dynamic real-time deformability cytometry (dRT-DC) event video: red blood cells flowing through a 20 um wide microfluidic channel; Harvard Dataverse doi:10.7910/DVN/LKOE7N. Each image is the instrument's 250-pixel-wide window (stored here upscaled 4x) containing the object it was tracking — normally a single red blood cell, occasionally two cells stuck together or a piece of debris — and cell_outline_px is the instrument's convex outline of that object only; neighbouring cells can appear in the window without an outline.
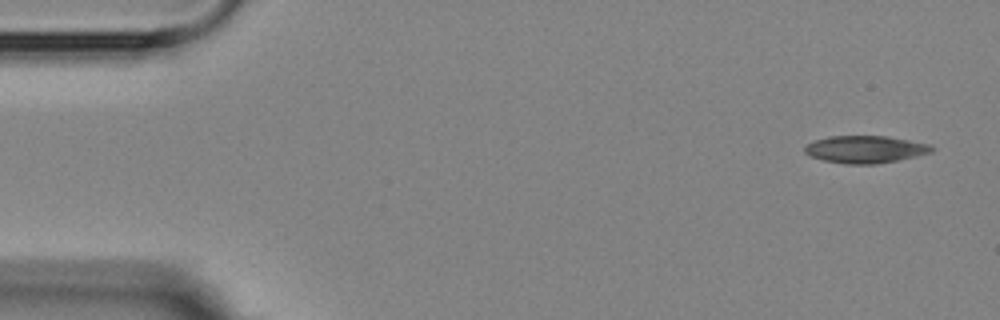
{"species": "Egyptian fruit bat (a non-hibernating species)", "species_latin": "Rousettus aegyptiacus", "temperature_condition": "room temperature", "stored_images_in_passage": 5, "camera_frame_rate_fps": 3000, "um_per_image_px": 0.085, "animal": {"sex": "female"}, "frame": {"image": 1, "passage_image": 1, "time_ms": 0.0, "image_size_px": [1000, 320], "cell_outline_px": [[932, 152], [916, 156], [876, 164], [844, 164], [824, 160], [808, 156], [804, 152], [804, 148], [808, 144], [816, 140], [828, 136], [888, 136], [928, 144], [932, 148]], "centroid_in_image_um": [73.5, 12.69], "position_along_channel_um": 11.5, "area_um2": 20.06}}
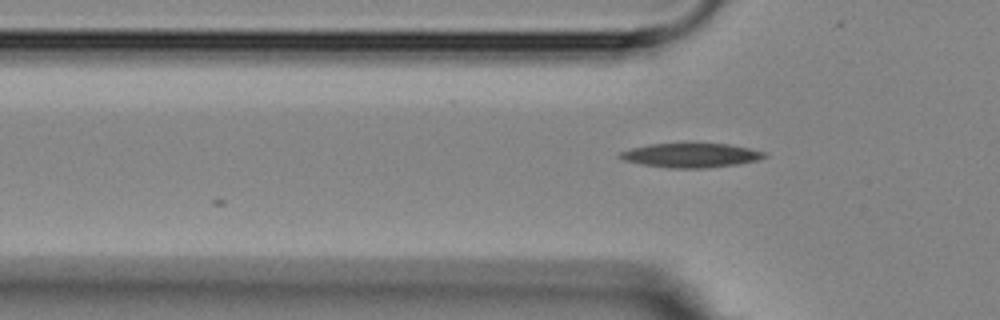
{"frame": {"image": 2, "passage_image": 5, "time_ms": 4.667, "image_size_px": [1000, 320], "cell_outline_px": [[768, 156], [760, 160], [736, 164], [704, 168], [668, 168], [640, 164], [624, 160], [616, 156], [620, 152], [632, 148], [648, 144], [688, 140], [692, 140], [728, 144], [768, 152]], "centroid_in_image_um": [58.73, 13.15], "position_along_channel_um": 67.1, "area_um2": 21.62}}